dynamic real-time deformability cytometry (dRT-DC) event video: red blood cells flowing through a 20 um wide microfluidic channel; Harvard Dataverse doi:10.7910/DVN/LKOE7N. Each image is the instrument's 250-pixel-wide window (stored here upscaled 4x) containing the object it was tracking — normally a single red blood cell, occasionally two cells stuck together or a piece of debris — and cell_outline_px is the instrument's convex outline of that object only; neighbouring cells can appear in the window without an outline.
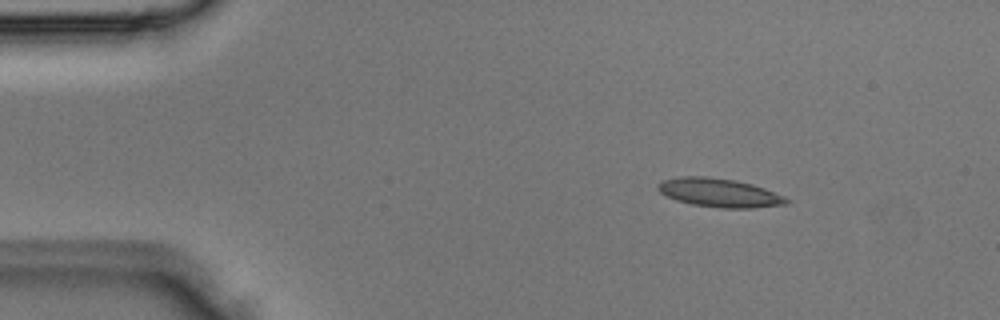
{"species": "Egyptian fruit bat (a non-hibernating species)", "species_latin": "Rousettus aegyptiacus", "temperature_condition": "room temperature", "stored_images_in_passage": 2, "camera_frame_rate_fps": 3000, "um_per_image_px": 0.085, "animal": {"sex": "male"}, "frame": {"image": 1, "passage_image": 1, "time_ms": 0.0, "image_size_px": [1000, 320], "cell_outline_px": [[792, 200], [788, 204], [752, 208], [720, 208], [692, 204], [676, 200], [660, 192], [656, 188], [656, 184], [664, 180], [680, 176], [704, 176], [736, 180], [752, 184], [764, 188], [784, 196]], "centroid_in_image_um": [61.16, 16.38], "position_along_channel_um": 23.8, "area_um2": 21.56}}